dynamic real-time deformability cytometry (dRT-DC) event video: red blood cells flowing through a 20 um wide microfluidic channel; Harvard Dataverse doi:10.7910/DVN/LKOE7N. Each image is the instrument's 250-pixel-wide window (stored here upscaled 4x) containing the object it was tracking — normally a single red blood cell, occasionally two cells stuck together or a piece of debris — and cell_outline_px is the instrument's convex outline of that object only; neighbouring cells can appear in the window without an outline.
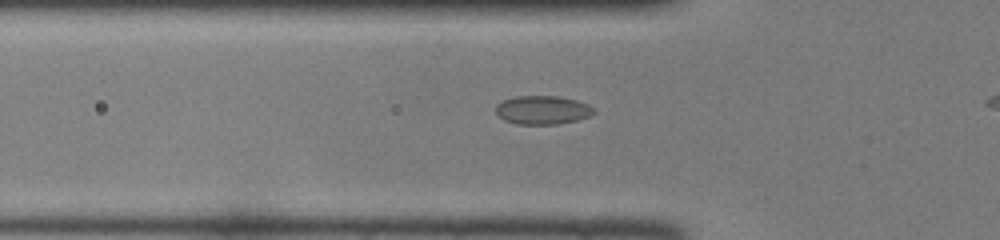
{"species": "common noctule bat (a hibernating species)", "species_latin": "Nyctalus noctula", "temperature_condition": "room temperature", "stored_images_in_passage": 30, "camera_frame_rate_fps": 3000, "um_per_image_px": 0.085, "animal": {"sex": "female", "body_mass_g": 22.0, "forearm_length_mm": 56.7}, "frame": {"image": 1, "passage_image": 7, "time_ms": 2.0, "image_size_px": [1000, 240], "cell_outline_px": [[596, 112], [588, 116], [576, 120], [556, 124], [516, 124], [504, 120], [496, 112], [496, 104], [504, 100], [516, 96], [556, 96], [576, 100], [588, 104], [596, 108]], "centroid_in_image_um": [46.13, 9.35], "position_along_channel_um": 79.7, "area_um2": 16.3}}
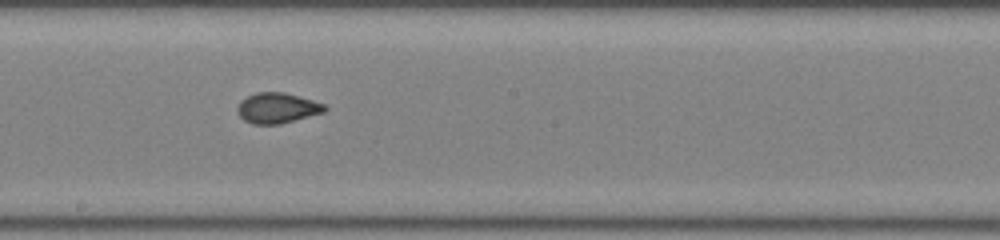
{"frame": {"image": 2, "passage_image": 17, "time_ms": 5.333, "image_size_px": [1000, 240], "cell_outline_px": [[328, 108], [324, 112], [280, 124], [252, 124], [244, 120], [240, 116], [236, 108], [240, 100], [256, 92], [284, 92], [312, 100], [324, 104]], "centroid_in_image_um": [23.54, 9.18], "position_along_channel_um": 224.7, "area_um2": 15.43}}
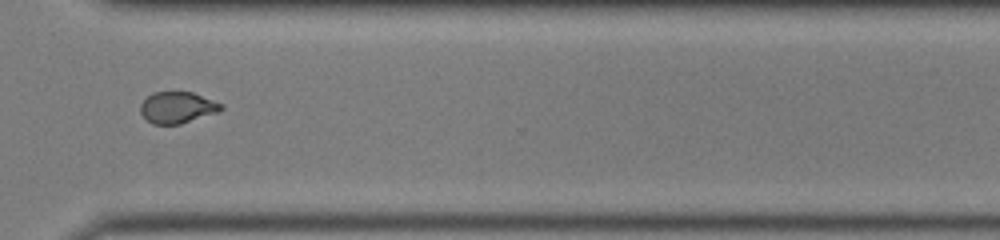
{"frame": {"image": 3, "passage_image": 26, "time_ms": 8.333, "image_size_px": [1000, 240], "cell_outline_px": [[224, 108], [220, 112], [180, 124], [152, 124], [140, 112], [140, 104], [152, 92], [192, 92], [224, 104]], "centroid_in_image_um": [15.11, 9.14], "position_along_channel_um": 355.5, "area_um2": 14.85}}